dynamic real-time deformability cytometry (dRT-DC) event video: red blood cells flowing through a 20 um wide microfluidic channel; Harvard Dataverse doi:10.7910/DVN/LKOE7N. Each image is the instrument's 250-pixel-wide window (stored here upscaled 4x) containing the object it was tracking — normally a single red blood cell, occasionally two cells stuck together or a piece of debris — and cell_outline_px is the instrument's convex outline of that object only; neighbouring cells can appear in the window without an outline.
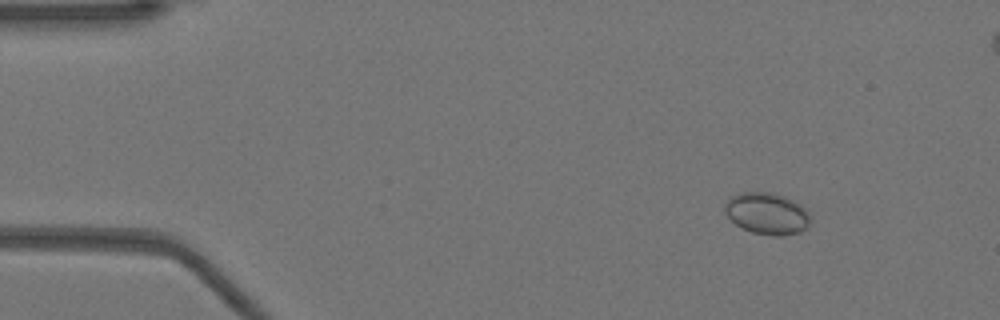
{"species": "Egyptian fruit bat (a non-hibernating species)", "species_latin": "Rousettus aegyptiacus", "temperature_condition": "warm", "stored_images_in_passage": 52, "camera_frame_rate_fps": 3000, "um_per_image_px": 0.085, "animal": {"sex": "female"}, "frame": {"image": 1, "passage_image": 6, "time_ms": 1.667, "image_size_px": [1000, 320], "cell_outline_px": [[808, 224], [800, 232], [780, 236], [772, 236], [752, 232], [736, 224], [724, 212], [724, 204], [728, 196], [744, 192], [772, 192], [784, 196], [800, 204], [808, 212]], "centroid_in_image_um": [65.15, 18.13], "position_along_channel_um": 19.9, "area_um2": 20.69}}
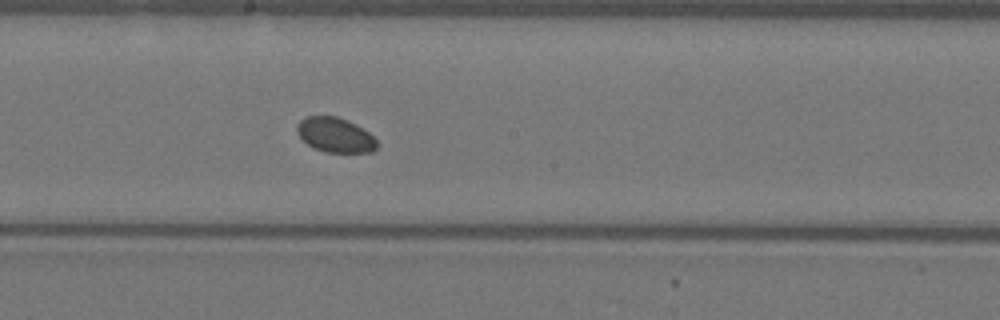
{"frame": {"image": 2, "passage_image": 28, "time_ms": 9.0, "image_size_px": [1000, 320], "cell_outline_px": [[376, 148], [372, 152], [324, 152], [308, 144], [296, 132], [296, 124], [304, 116], [336, 116], [348, 120], [356, 124], [368, 132], [376, 140]], "centroid_in_image_um": [28.47, 11.45], "position_along_channel_um": 219.7, "area_um2": 16.13}}
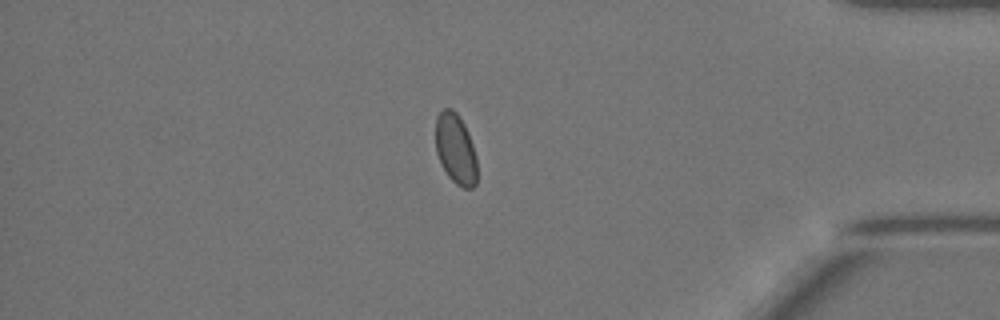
{"frame": {"image": 3, "passage_image": 44, "time_ms": 14.333, "image_size_px": [1000, 320], "cell_outline_px": [[476, 184], [472, 188], [464, 188], [456, 184], [448, 176], [436, 152], [436, 116], [444, 108], [452, 108], [456, 112], [464, 124], [468, 132], [476, 156]], "centroid_in_image_um": [38.73, 12.65], "position_along_channel_um": 396.5, "area_um2": 16.88}}